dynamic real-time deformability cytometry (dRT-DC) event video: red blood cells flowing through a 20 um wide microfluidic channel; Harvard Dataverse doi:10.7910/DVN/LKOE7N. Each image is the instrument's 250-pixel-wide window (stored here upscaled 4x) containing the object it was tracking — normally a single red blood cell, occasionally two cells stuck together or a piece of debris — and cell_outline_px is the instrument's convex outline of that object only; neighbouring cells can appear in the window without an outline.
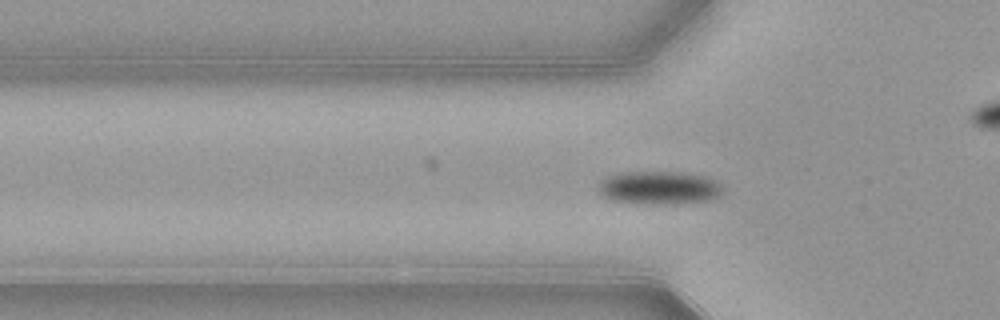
{"species": "common noctule bat (a hibernating species)", "species_latin": "Nyctalus noctula", "temperature_condition": "warm", "stored_images_in_passage": 54, "camera_frame_rate_fps": 3000, "um_per_image_px": 0.085, "animal": {"sex": "female", "body_mass_g": 21.9}, "frame": {"image": 1, "passage_image": 17, "time_ms": 5.333, "image_size_px": [1000, 320], "cell_outline_px": [[724, 192], [720, 196], [708, 200], [664, 204], [648, 204], [612, 200], [604, 196], [600, 192], [600, 184], [608, 176], [620, 172], [680, 172], [704, 176], [720, 184]], "centroid_in_image_um": [56.05, 15.95], "position_along_channel_um": 69.7, "area_um2": 23.7}}
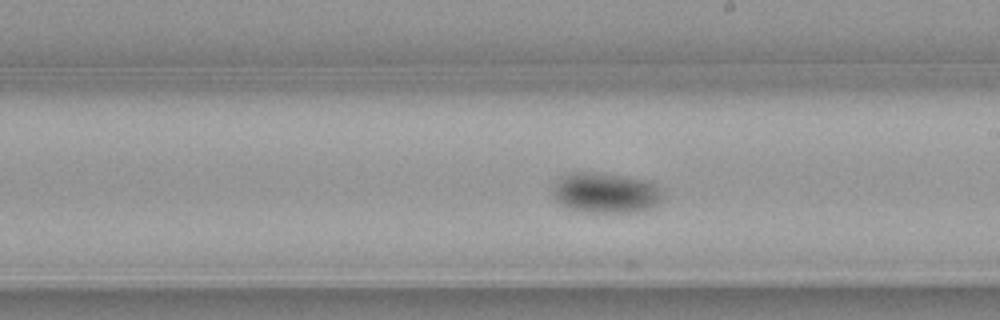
{"frame": {"image": 2, "passage_image": 30, "time_ms": 9.667, "image_size_px": [1000, 320], "cell_outline_px": [[664, 200], [648, 208], [636, 212], [592, 212], [572, 208], [560, 204], [552, 196], [552, 184], [560, 176], [568, 172], [600, 172], [648, 180], [656, 184], [664, 192]], "centroid_in_image_um": [51.48, 16.36], "position_along_channel_um": 237.5, "area_um2": 26.3}}
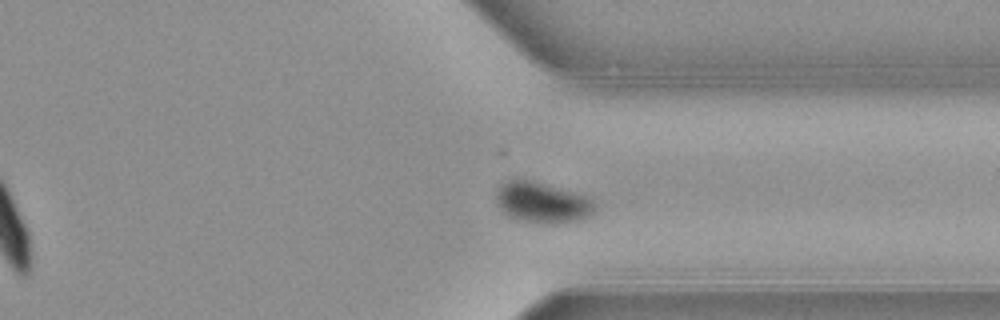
{"frame": {"image": 3, "passage_image": 40, "time_ms": 13.0, "image_size_px": [1000, 320], "cell_outline_px": [[596, 208], [588, 216], [576, 220], [524, 220], [512, 216], [504, 212], [500, 208], [496, 200], [496, 188], [500, 184], [508, 180], [532, 180], [576, 192], [592, 200], [596, 204]], "centroid_in_image_um": [46.06, 17.13], "position_along_channel_um": 365.3, "area_um2": 22.31}, "authors_computed_cell_mechanics": {"area_um2": 22.5131, "velocity_mm_per_s": 3.8524, "shape_relaxation_time_tau1_ms": 4.2716, "shape_relaxation_time_tau2_ms": null, "deformation_change_tau1": 0.1081, "deformation_change_tau2": null}}